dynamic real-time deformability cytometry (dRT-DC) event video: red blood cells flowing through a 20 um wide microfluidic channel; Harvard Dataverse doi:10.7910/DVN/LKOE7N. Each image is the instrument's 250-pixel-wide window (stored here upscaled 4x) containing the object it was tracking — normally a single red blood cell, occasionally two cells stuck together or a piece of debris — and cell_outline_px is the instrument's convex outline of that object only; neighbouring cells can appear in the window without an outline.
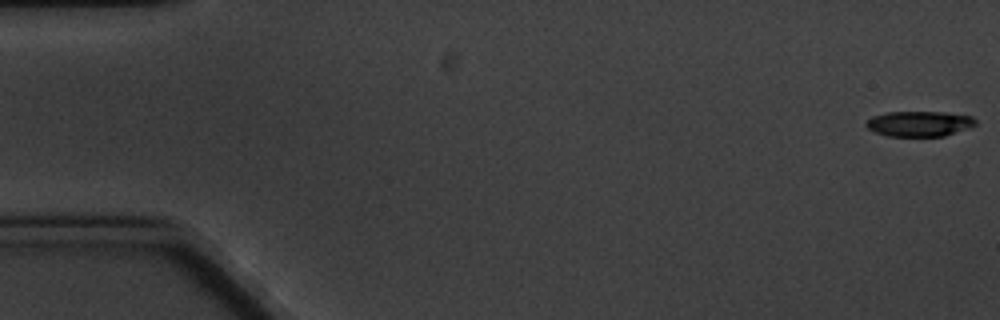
{"species": "common noctule bat (a hibernating species)", "species_latin": "Nyctalus noctula", "temperature_condition": "cold", "stored_images_in_passage": 7, "segment_of_instrument_passage": [1, 2], "camera_frame_rate_fps": 3000, "um_per_image_px": 0.085, "animal": {"sex": "male", "body_mass_g": 20.1, "forearm_length_mm": 53.5}, "frame": {"image": 1, "passage_image": 1, "time_ms": 0.0, "image_size_px": [1000, 320], "cell_outline_px": [[976, 124], [968, 128], [944, 136], [888, 136], [876, 132], [868, 128], [864, 124], [872, 116], [888, 112], [944, 112], [972, 116], [976, 120]], "centroid_in_image_um": [78.14, 10.51], "position_along_channel_um": 6.9, "area_um2": 16.07}}
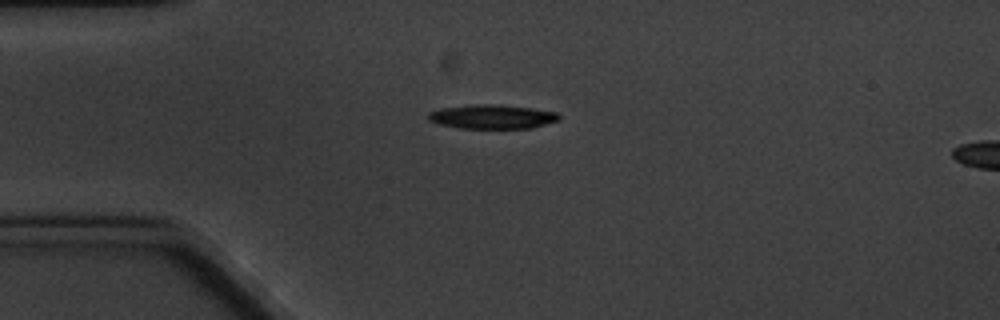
{"frame": {"image": 2, "passage_image": 5, "time_ms": 4.667, "image_size_px": [1000, 320], "cell_outline_px": [[560, 120], [532, 128], [460, 128], [440, 124], [428, 120], [428, 112], [440, 108], [476, 104], [496, 104], [532, 108], [556, 112], [560, 116]], "centroid_in_image_um": [41.84, 9.91], "position_along_channel_um": 43.2, "area_um2": 18.38}}